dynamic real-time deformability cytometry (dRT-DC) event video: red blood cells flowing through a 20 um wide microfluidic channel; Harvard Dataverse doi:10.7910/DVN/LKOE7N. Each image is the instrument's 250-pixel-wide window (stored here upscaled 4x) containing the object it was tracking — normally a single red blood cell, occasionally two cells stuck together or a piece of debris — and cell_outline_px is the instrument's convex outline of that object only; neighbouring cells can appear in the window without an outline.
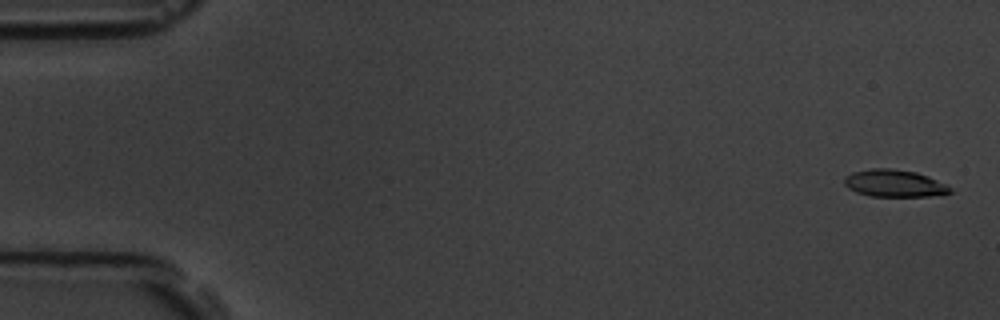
{"species": "common noctule bat (a hibernating species)", "species_latin": "Nyctalus noctula", "temperature_condition": "room temperature", "stored_images_in_passage": 6, "camera_frame_rate_fps": 3000, "um_per_image_px": 0.085, "animal": {"sex": "male", "body_mass_g": 19.5, "forearm_length_mm": 54.6}, "frame": {"image": 1, "passage_image": 1, "time_ms": 0.0, "image_size_px": [1000, 320], "cell_outline_px": [[952, 192], [928, 196], [868, 196], [856, 192], [848, 188], [844, 184], [844, 176], [852, 172], [872, 168], [888, 168], [916, 172], [928, 176], [952, 188]], "centroid_in_image_um": [75.96, 15.58], "position_along_channel_um": 9.0, "area_um2": 16.7}}
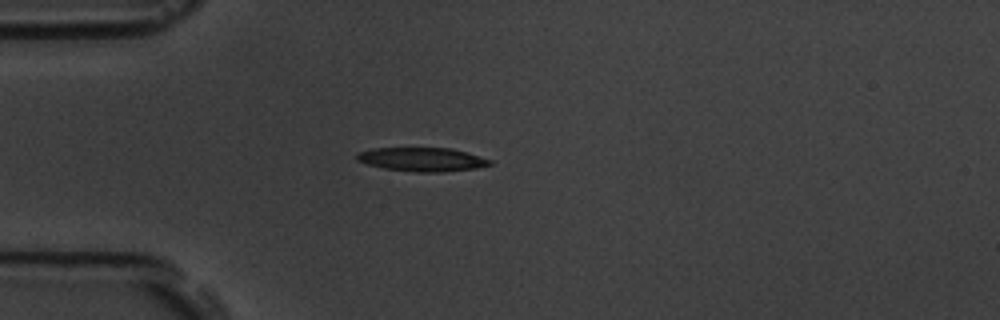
{"frame": {"image": 2, "passage_image": 5, "time_ms": 4.667, "image_size_px": [1000, 320], "cell_outline_px": [[492, 164], [476, 168], [440, 172], [416, 172], [384, 168], [368, 164], [356, 160], [356, 152], [372, 148], [452, 148], [492, 160]], "centroid_in_image_um": [35.85, 13.54], "position_along_channel_um": 49.2, "area_um2": 18.38}}